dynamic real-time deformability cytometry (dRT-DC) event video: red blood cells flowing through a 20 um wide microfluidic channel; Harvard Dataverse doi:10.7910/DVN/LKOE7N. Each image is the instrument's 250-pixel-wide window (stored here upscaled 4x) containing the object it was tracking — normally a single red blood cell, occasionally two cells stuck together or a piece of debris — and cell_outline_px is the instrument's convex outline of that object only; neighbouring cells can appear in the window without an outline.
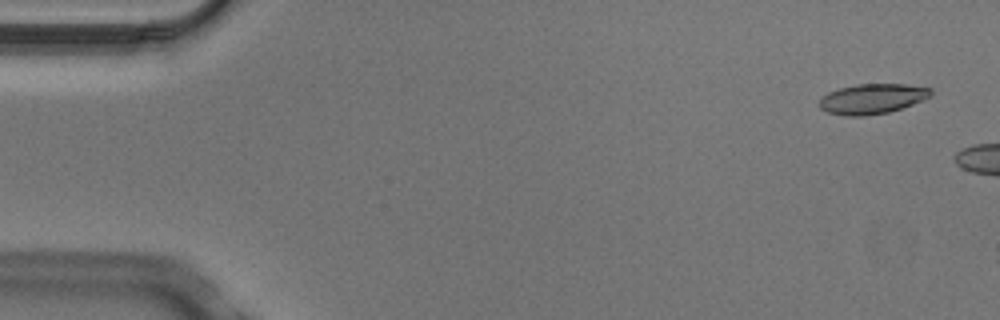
{"species": "Egyptian fruit bat (a non-hibernating species)", "species_latin": "Rousettus aegyptiacus", "temperature_condition": "cold", "stored_images_in_passage": 3, "camera_frame_rate_fps": 3000, "um_per_image_px": 0.085, "animal": {"sex": "male"}, "frame": {"image": 1, "passage_image": 1, "time_ms": 0.0, "image_size_px": [1000, 320], "cell_outline_px": [[932, 96], [924, 100], [888, 112], [864, 116], [844, 116], [828, 112], [820, 108], [816, 104], [828, 92], [840, 88], [856, 84], [904, 84], [932, 88]], "centroid_in_image_um": [74.14, 8.4], "position_along_channel_um": 10.9, "area_um2": 19.59}}